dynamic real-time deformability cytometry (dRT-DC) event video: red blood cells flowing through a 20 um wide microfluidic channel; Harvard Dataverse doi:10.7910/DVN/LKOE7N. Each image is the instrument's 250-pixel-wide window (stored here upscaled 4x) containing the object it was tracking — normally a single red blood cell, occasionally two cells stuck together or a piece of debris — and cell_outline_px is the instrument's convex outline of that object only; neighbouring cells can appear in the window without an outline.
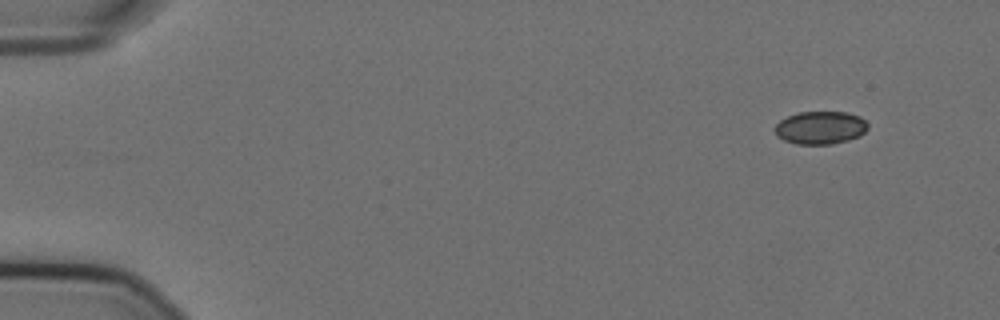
{"species": "Egyptian fruit bat (a non-hibernating species)", "species_latin": "Rousettus aegyptiacus", "temperature_condition": "cold", "stored_images_in_passage": 53, "camera_frame_rate_fps": 3000, "um_per_image_px": 0.085, "animal": {"sex": "female"}, "frame": {"image": 1, "passage_image": 1, "time_ms": 0.0, "image_size_px": [1000, 320], "cell_outline_px": [[868, 128], [860, 136], [848, 140], [832, 144], [796, 144], [784, 140], [776, 136], [772, 128], [780, 120], [788, 116], [800, 112], [848, 112], [860, 116], [868, 124]], "centroid_in_image_um": [69.71, 10.85], "position_along_channel_um": 15.3, "area_um2": 18.03}}
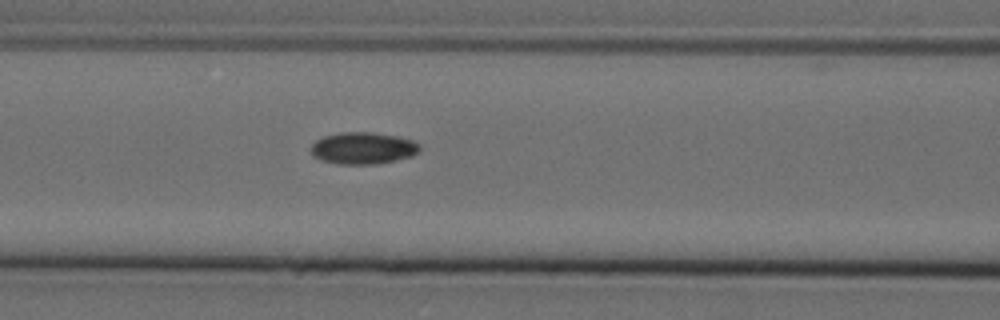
{"frame": {"image": 2, "passage_image": 21, "time_ms": 6.667, "image_size_px": [1000, 320], "cell_outline_px": [[420, 148], [412, 156], [376, 164], [336, 164], [320, 160], [312, 156], [308, 148], [316, 140], [324, 136], [340, 132], [372, 132], [396, 136], [412, 140], [420, 144]], "centroid_in_image_um": [30.79, 12.59], "position_along_channel_um": 135.8, "area_um2": 20.35}}
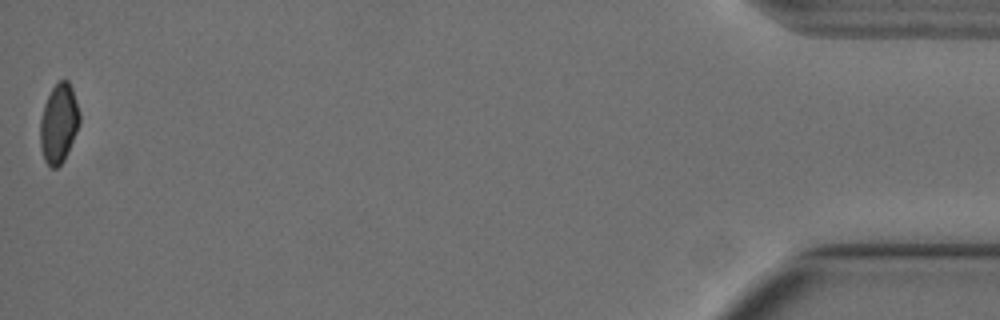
{"frame": {"image": 3, "passage_image": 53, "time_ms": 17.333, "image_size_px": [1000, 320], "cell_outline_px": [[80, 124], [64, 160], [56, 168], [52, 168], [44, 160], [40, 144], [40, 120], [44, 104], [52, 88], [60, 80], [68, 80], [72, 88], [80, 112]], "centroid_in_image_um": [5.0, 10.48], "position_along_channel_um": 430.2, "area_um2": 18.15}, "authors_computed_cell_mechanics": {"area_um2": 19.1896, "velocity_mm_per_s": 3.5932, "shape_relaxation_time_tau1_ms": 8.8608, "shape_relaxation_time_tau2_ms": null, "deformation_change_tau1": 0.147, "deformation_change_tau2": null}}